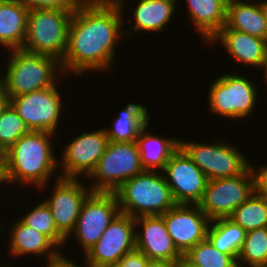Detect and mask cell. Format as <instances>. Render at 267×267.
Here are the masks:
<instances>
[{
    "label": "cell",
    "mask_w": 267,
    "mask_h": 267,
    "mask_svg": "<svg viewBox=\"0 0 267 267\" xmlns=\"http://www.w3.org/2000/svg\"><path fill=\"white\" fill-rule=\"evenodd\" d=\"M124 0L81 3L73 12L61 66L65 74L110 70L122 33Z\"/></svg>",
    "instance_id": "6da1fadb"
},
{
    "label": "cell",
    "mask_w": 267,
    "mask_h": 267,
    "mask_svg": "<svg viewBox=\"0 0 267 267\" xmlns=\"http://www.w3.org/2000/svg\"><path fill=\"white\" fill-rule=\"evenodd\" d=\"M56 136L45 131H30L6 150V169L2 183L28 184L46 188L59 161L54 157L50 138Z\"/></svg>",
    "instance_id": "7a4b0ae2"
},
{
    "label": "cell",
    "mask_w": 267,
    "mask_h": 267,
    "mask_svg": "<svg viewBox=\"0 0 267 267\" xmlns=\"http://www.w3.org/2000/svg\"><path fill=\"white\" fill-rule=\"evenodd\" d=\"M11 51L5 76H0V85L10 98L57 85V74L63 71L59 59L22 48Z\"/></svg>",
    "instance_id": "3957f363"
},
{
    "label": "cell",
    "mask_w": 267,
    "mask_h": 267,
    "mask_svg": "<svg viewBox=\"0 0 267 267\" xmlns=\"http://www.w3.org/2000/svg\"><path fill=\"white\" fill-rule=\"evenodd\" d=\"M144 170L126 180L116 191L120 213L137 218L163 215L176 205L164 173Z\"/></svg>",
    "instance_id": "277c9868"
},
{
    "label": "cell",
    "mask_w": 267,
    "mask_h": 267,
    "mask_svg": "<svg viewBox=\"0 0 267 267\" xmlns=\"http://www.w3.org/2000/svg\"><path fill=\"white\" fill-rule=\"evenodd\" d=\"M73 12L60 9H31L22 49L56 57L60 61L66 52L68 28Z\"/></svg>",
    "instance_id": "5b68a950"
},
{
    "label": "cell",
    "mask_w": 267,
    "mask_h": 267,
    "mask_svg": "<svg viewBox=\"0 0 267 267\" xmlns=\"http://www.w3.org/2000/svg\"><path fill=\"white\" fill-rule=\"evenodd\" d=\"M144 171L139 147L134 142L109 141L89 178L92 192H115L126 180Z\"/></svg>",
    "instance_id": "8992f818"
},
{
    "label": "cell",
    "mask_w": 267,
    "mask_h": 267,
    "mask_svg": "<svg viewBox=\"0 0 267 267\" xmlns=\"http://www.w3.org/2000/svg\"><path fill=\"white\" fill-rule=\"evenodd\" d=\"M255 191V176L251 165L243 174L208 180L197 205L210 221L229 218Z\"/></svg>",
    "instance_id": "52a82bcc"
},
{
    "label": "cell",
    "mask_w": 267,
    "mask_h": 267,
    "mask_svg": "<svg viewBox=\"0 0 267 267\" xmlns=\"http://www.w3.org/2000/svg\"><path fill=\"white\" fill-rule=\"evenodd\" d=\"M240 74H223L210 86L208 107L218 116L243 119L252 113L257 102V86Z\"/></svg>",
    "instance_id": "ba28073f"
},
{
    "label": "cell",
    "mask_w": 267,
    "mask_h": 267,
    "mask_svg": "<svg viewBox=\"0 0 267 267\" xmlns=\"http://www.w3.org/2000/svg\"><path fill=\"white\" fill-rule=\"evenodd\" d=\"M200 144L180 140V147L203 171L208 180L243 174L250 166L248 158L233 144L224 141ZM248 160V161H247Z\"/></svg>",
    "instance_id": "9c48e42d"
},
{
    "label": "cell",
    "mask_w": 267,
    "mask_h": 267,
    "mask_svg": "<svg viewBox=\"0 0 267 267\" xmlns=\"http://www.w3.org/2000/svg\"><path fill=\"white\" fill-rule=\"evenodd\" d=\"M119 213L115 192H91L82 204L75 228L69 237L75 236L85 254L97 243Z\"/></svg>",
    "instance_id": "30bf717a"
},
{
    "label": "cell",
    "mask_w": 267,
    "mask_h": 267,
    "mask_svg": "<svg viewBox=\"0 0 267 267\" xmlns=\"http://www.w3.org/2000/svg\"><path fill=\"white\" fill-rule=\"evenodd\" d=\"M57 85L10 98V104L30 131L55 134L63 110ZM62 109V110H61Z\"/></svg>",
    "instance_id": "8fae6325"
},
{
    "label": "cell",
    "mask_w": 267,
    "mask_h": 267,
    "mask_svg": "<svg viewBox=\"0 0 267 267\" xmlns=\"http://www.w3.org/2000/svg\"><path fill=\"white\" fill-rule=\"evenodd\" d=\"M135 218L119 213L97 243L84 254L89 267L118 263L136 249Z\"/></svg>",
    "instance_id": "7c38bea8"
},
{
    "label": "cell",
    "mask_w": 267,
    "mask_h": 267,
    "mask_svg": "<svg viewBox=\"0 0 267 267\" xmlns=\"http://www.w3.org/2000/svg\"><path fill=\"white\" fill-rule=\"evenodd\" d=\"M162 172L176 204L200 202L208 179L181 147L171 155Z\"/></svg>",
    "instance_id": "4fadbf2b"
},
{
    "label": "cell",
    "mask_w": 267,
    "mask_h": 267,
    "mask_svg": "<svg viewBox=\"0 0 267 267\" xmlns=\"http://www.w3.org/2000/svg\"><path fill=\"white\" fill-rule=\"evenodd\" d=\"M108 142L104 128L93 132L83 131L63 150L61 161L58 162L63 167L59 177L77 179L82 174L89 177L104 154Z\"/></svg>",
    "instance_id": "5bb4252c"
},
{
    "label": "cell",
    "mask_w": 267,
    "mask_h": 267,
    "mask_svg": "<svg viewBox=\"0 0 267 267\" xmlns=\"http://www.w3.org/2000/svg\"><path fill=\"white\" fill-rule=\"evenodd\" d=\"M57 178L53 196L44 202L52 213L56 228L68 239L75 228L82 204L92 190L79 178Z\"/></svg>",
    "instance_id": "9a60e30c"
},
{
    "label": "cell",
    "mask_w": 267,
    "mask_h": 267,
    "mask_svg": "<svg viewBox=\"0 0 267 267\" xmlns=\"http://www.w3.org/2000/svg\"><path fill=\"white\" fill-rule=\"evenodd\" d=\"M161 216L175 247L183 256L207 237L210 220L198 205L176 204Z\"/></svg>",
    "instance_id": "2e32d148"
},
{
    "label": "cell",
    "mask_w": 267,
    "mask_h": 267,
    "mask_svg": "<svg viewBox=\"0 0 267 267\" xmlns=\"http://www.w3.org/2000/svg\"><path fill=\"white\" fill-rule=\"evenodd\" d=\"M135 224L136 227L142 225V231H135L136 250L142 252L148 259L178 262L183 257L167 232L161 215L137 217Z\"/></svg>",
    "instance_id": "e0dca14e"
},
{
    "label": "cell",
    "mask_w": 267,
    "mask_h": 267,
    "mask_svg": "<svg viewBox=\"0 0 267 267\" xmlns=\"http://www.w3.org/2000/svg\"><path fill=\"white\" fill-rule=\"evenodd\" d=\"M218 42L230 53L235 62L261 67L267 52V40L229 29L226 25L210 40Z\"/></svg>",
    "instance_id": "ac0fdd59"
},
{
    "label": "cell",
    "mask_w": 267,
    "mask_h": 267,
    "mask_svg": "<svg viewBox=\"0 0 267 267\" xmlns=\"http://www.w3.org/2000/svg\"><path fill=\"white\" fill-rule=\"evenodd\" d=\"M28 12L18 0H0V45L10 50L23 47Z\"/></svg>",
    "instance_id": "d6986e66"
},
{
    "label": "cell",
    "mask_w": 267,
    "mask_h": 267,
    "mask_svg": "<svg viewBox=\"0 0 267 267\" xmlns=\"http://www.w3.org/2000/svg\"><path fill=\"white\" fill-rule=\"evenodd\" d=\"M189 18L208 42L225 26L227 0H186Z\"/></svg>",
    "instance_id": "ffe728a7"
},
{
    "label": "cell",
    "mask_w": 267,
    "mask_h": 267,
    "mask_svg": "<svg viewBox=\"0 0 267 267\" xmlns=\"http://www.w3.org/2000/svg\"><path fill=\"white\" fill-rule=\"evenodd\" d=\"M13 225L9 236V254L17 257L27 254L39 257L43 255L47 256V261L60 254L58 247L47 236L25 225L20 219Z\"/></svg>",
    "instance_id": "44dd1931"
},
{
    "label": "cell",
    "mask_w": 267,
    "mask_h": 267,
    "mask_svg": "<svg viewBox=\"0 0 267 267\" xmlns=\"http://www.w3.org/2000/svg\"><path fill=\"white\" fill-rule=\"evenodd\" d=\"M225 25L229 29L267 40V22L258 0L229 2Z\"/></svg>",
    "instance_id": "7402d4cb"
},
{
    "label": "cell",
    "mask_w": 267,
    "mask_h": 267,
    "mask_svg": "<svg viewBox=\"0 0 267 267\" xmlns=\"http://www.w3.org/2000/svg\"><path fill=\"white\" fill-rule=\"evenodd\" d=\"M133 10L134 26L127 35L133 32L164 31L166 24L175 13L178 0H138Z\"/></svg>",
    "instance_id": "603a6c76"
},
{
    "label": "cell",
    "mask_w": 267,
    "mask_h": 267,
    "mask_svg": "<svg viewBox=\"0 0 267 267\" xmlns=\"http://www.w3.org/2000/svg\"><path fill=\"white\" fill-rule=\"evenodd\" d=\"M148 123L140 130L137 144L144 170L159 171L165 168L171 155L180 147V140L159 137L147 132Z\"/></svg>",
    "instance_id": "cb8c5ba5"
},
{
    "label": "cell",
    "mask_w": 267,
    "mask_h": 267,
    "mask_svg": "<svg viewBox=\"0 0 267 267\" xmlns=\"http://www.w3.org/2000/svg\"><path fill=\"white\" fill-rule=\"evenodd\" d=\"M149 114L146 106L128 103L119 112L111 128H104L108 141L134 142L137 141L140 130L149 123Z\"/></svg>",
    "instance_id": "d4e9b609"
},
{
    "label": "cell",
    "mask_w": 267,
    "mask_h": 267,
    "mask_svg": "<svg viewBox=\"0 0 267 267\" xmlns=\"http://www.w3.org/2000/svg\"><path fill=\"white\" fill-rule=\"evenodd\" d=\"M209 224L207 238L213 246L220 252L238 257L246 231L229 218L215 219Z\"/></svg>",
    "instance_id": "484cf974"
},
{
    "label": "cell",
    "mask_w": 267,
    "mask_h": 267,
    "mask_svg": "<svg viewBox=\"0 0 267 267\" xmlns=\"http://www.w3.org/2000/svg\"><path fill=\"white\" fill-rule=\"evenodd\" d=\"M235 224L240 225L246 232L267 227V201L256 191L229 217Z\"/></svg>",
    "instance_id": "4316f807"
},
{
    "label": "cell",
    "mask_w": 267,
    "mask_h": 267,
    "mask_svg": "<svg viewBox=\"0 0 267 267\" xmlns=\"http://www.w3.org/2000/svg\"><path fill=\"white\" fill-rule=\"evenodd\" d=\"M237 264L238 267L267 265V227L246 232Z\"/></svg>",
    "instance_id": "83f0119b"
},
{
    "label": "cell",
    "mask_w": 267,
    "mask_h": 267,
    "mask_svg": "<svg viewBox=\"0 0 267 267\" xmlns=\"http://www.w3.org/2000/svg\"><path fill=\"white\" fill-rule=\"evenodd\" d=\"M183 257L196 267H238L236 256L218 251L207 237Z\"/></svg>",
    "instance_id": "f1b7e54d"
},
{
    "label": "cell",
    "mask_w": 267,
    "mask_h": 267,
    "mask_svg": "<svg viewBox=\"0 0 267 267\" xmlns=\"http://www.w3.org/2000/svg\"><path fill=\"white\" fill-rule=\"evenodd\" d=\"M20 220L25 225L47 236L58 249L67 243V238L56 228L52 213L44 201L33 207Z\"/></svg>",
    "instance_id": "f546056e"
},
{
    "label": "cell",
    "mask_w": 267,
    "mask_h": 267,
    "mask_svg": "<svg viewBox=\"0 0 267 267\" xmlns=\"http://www.w3.org/2000/svg\"><path fill=\"white\" fill-rule=\"evenodd\" d=\"M30 132L24 120L9 104L0 116V146L8 150L20 137Z\"/></svg>",
    "instance_id": "4dcf8cb0"
},
{
    "label": "cell",
    "mask_w": 267,
    "mask_h": 267,
    "mask_svg": "<svg viewBox=\"0 0 267 267\" xmlns=\"http://www.w3.org/2000/svg\"><path fill=\"white\" fill-rule=\"evenodd\" d=\"M29 10L31 9H60L74 12L81 2L79 0H18Z\"/></svg>",
    "instance_id": "1f68e13d"
},
{
    "label": "cell",
    "mask_w": 267,
    "mask_h": 267,
    "mask_svg": "<svg viewBox=\"0 0 267 267\" xmlns=\"http://www.w3.org/2000/svg\"><path fill=\"white\" fill-rule=\"evenodd\" d=\"M148 258L140 251L134 250L127 253L118 264L121 267H146Z\"/></svg>",
    "instance_id": "d6a6232c"
},
{
    "label": "cell",
    "mask_w": 267,
    "mask_h": 267,
    "mask_svg": "<svg viewBox=\"0 0 267 267\" xmlns=\"http://www.w3.org/2000/svg\"><path fill=\"white\" fill-rule=\"evenodd\" d=\"M255 176V190L267 201V164L266 166L259 167L257 170L252 166Z\"/></svg>",
    "instance_id": "836d02e7"
},
{
    "label": "cell",
    "mask_w": 267,
    "mask_h": 267,
    "mask_svg": "<svg viewBox=\"0 0 267 267\" xmlns=\"http://www.w3.org/2000/svg\"><path fill=\"white\" fill-rule=\"evenodd\" d=\"M47 267H81L68 260L63 254H59L56 258L50 259L47 262ZM85 267H89L87 264Z\"/></svg>",
    "instance_id": "e575fe53"
},
{
    "label": "cell",
    "mask_w": 267,
    "mask_h": 267,
    "mask_svg": "<svg viewBox=\"0 0 267 267\" xmlns=\"http://www.w3.org/2000/svg\"><path fill=\"white\" fill-rule=\"evenodd\" d=\"M146 267H177V262L157 260V259H148Z\"/></svg>",
    "instance_id": "d590c367"
},
{
    "label": "cell",
    "mask_w": 267,
    "mask_h": 267,
    "mask_svg": "<svg viewBox=\"0 0 267 267\" xmlns=\"http://www.w3.org/2000/svg\"><path fill=\"white\" fill-rule=\"evenodd\" d=\"M10 104V97L5 92L4 88L0 85V116L4 112V110Z\"/></svg>",
    "instance_id": "8d00e7d4"
},
{
    "label": "cell",
    "mask_w": 267,
    "mask_h": 267,
    "mask_svg": "<svg viewBox=\"0 0 267 267\" xmlns=\"http://www.w3.org/2000/svg\"><path fill=\"white\" fill-rule=\"evenodd\" d=\"M6 169V151L0 146V183L2 182Z\"/></svg>",
    "instance_id": "74e56055"
},
{
    "label": "cell",
    "mask_w": 267,
    "mask_h": 267,
    "mask_svg": "<svg viewBox=\"0 0 267 267\" xmlns=\"http://www.w3.org/2000/svg\"><path fill=\"white\" fill-rule=\"evenodd\" d=\"M259 3H260V8L263 12L264 18L267 22V0H261L259 1Z\"/></svg>",
    "instance_id": "f35d334b"
},
{
    "label": "cell",
    "mask_w": 267,
    "mask_h": 267,
    "mask_svg": "<svg viewBox=\"0 0 267 267\" xmlns=\"http://www.w3.org/2000/svg\"><path fill=\"white\" fill-rule=\"evenodd\" d=\"M177 267H196L189 263L184 257L177 262Z\"/></svg>",
    "instance_id": "ab89813d"
},
{
    "label": "cell",
    "mask_w": 267,
    "mask_h": 267,
    "mask_svg": "<svg viewBox=\"0 0 267 267\" xmlns=\"http://www.w3.org/2000/svg\"><path fill=\"white\" fill-rule=\"evenodd\" d=\"M261 67H263V71H264V74H265L264 75L265 81L267 82V52H266V55H265V58L263 60V63H262V66Z\"/></svg>",
    "instance_id": "60d3db41"
},
{
    "label": "cell",
    "mask_w": 267,
    "mask_h": 267,
    "mask_svg": "<svg viewBox=\"0 0 267 267\" xmlns=\"http://www.w3.org/2000/svg\"><path fill=\"white\" fill-rule=\"evenodd\" d=\"M81 3H87V2H103L106 0H79Z\"/></svg>",
    "instance_id": "b9f144b4"
},
{
    "label": "cell",
    "mask_w": 267,
    "mask_h": 267,
    "mask_svg": "<svg viewBox=\"0 0 267 267\" xmlns=\"http://www.w3.org/2000/svg\"><path fill=\"white\" fill-rule=\"evenodd\" d=\"M98 267H121V266L118 263H115V264H107V265L98 266Z\"/></svg>",
    "instance_id": "7bdbcfd3"
},
{
    "label": "cell",
    "mask_w": 267,
    "mask_h": 267,
    "mask_svg": "<svg viewBox=\"0 0 267 267\" xmlns=\"http://www.w3.org/2000/svg\"><path fill=\"white\" fill-rule=\"evenodd\" d=\"M232 1H239V0H227V2L229 3V2H232ZM255 1V0H254Z\"/></svg>",
    "instance_id": "ee69618b"
}]
</instances>
